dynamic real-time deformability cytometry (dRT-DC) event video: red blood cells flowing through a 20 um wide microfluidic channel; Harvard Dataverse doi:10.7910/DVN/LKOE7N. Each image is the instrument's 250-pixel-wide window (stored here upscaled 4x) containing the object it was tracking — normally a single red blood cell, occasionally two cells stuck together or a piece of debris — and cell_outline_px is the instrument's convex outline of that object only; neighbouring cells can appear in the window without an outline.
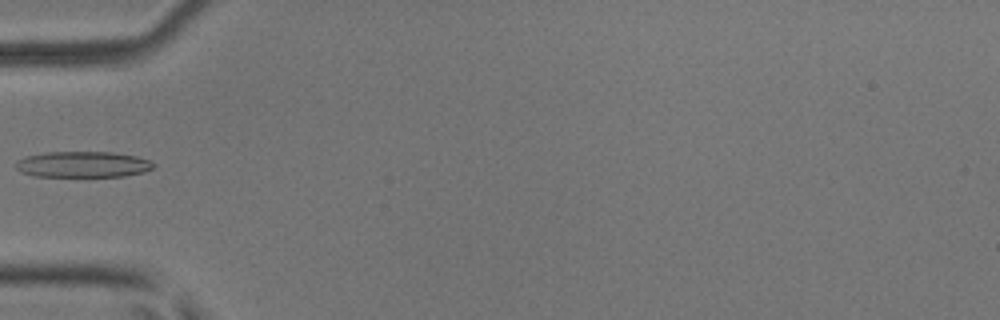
{"species": "common noctule bat (a hibernating species)", "species_latin": "Nyctalus noctula", "temperature_condition": "room temperature", "stored_images_in_passage": 7, "camera_frame_rate_fps": 3000, "um_per_image_px": 0.085, "animal": {"sex": "male", "body_mass_g": 17.9, "forearm_length_mm": 54.2}, "frame": {"image": 1, "passage_image": 1, "time_ms": 0.0, "image_size_px": [1000, 320], "cell_outline_px": [[156, 164], [152, 168], [144, 172], [124, 176], [32, 176], [20, 172], [16, 168], [16, 160], [28, 156], [44, 152], [112, 152], [136, 156], [148, 160]], "centroid_in_image_um": [7.02, 13.97], "position_along_channel_um": 78.0, "area_um2": 20.81}}
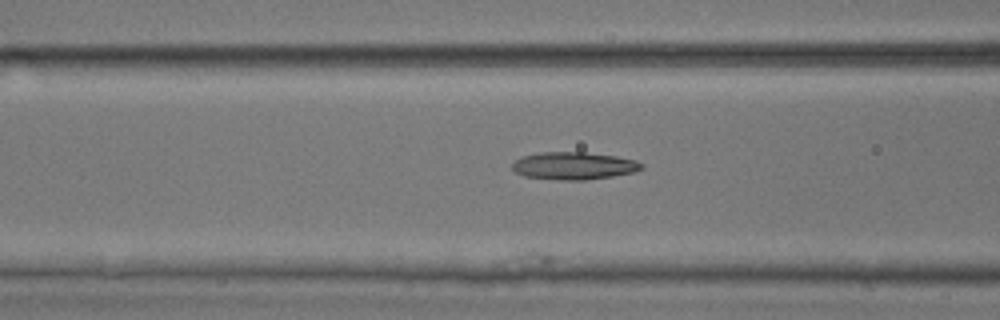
{"frame": {"image": 2, "passage_image": 4, "time_ms": 1.0, "image_size_px": [1000, 320], "cell_outline_px": [[644, 168], [632, 172], [612, 176], [584, 180], [560, 180], [524, 176], [516, 172], [512, 168], [512, 164], [516, 160], [524, 156], [540, 152], [584, 152], [616, 156], [636, 160], [644, 164]], "centroid_in_image_um": [48.79, 14.09], "position_along_channel_um": 117.8, "area_um2": 20.63}}